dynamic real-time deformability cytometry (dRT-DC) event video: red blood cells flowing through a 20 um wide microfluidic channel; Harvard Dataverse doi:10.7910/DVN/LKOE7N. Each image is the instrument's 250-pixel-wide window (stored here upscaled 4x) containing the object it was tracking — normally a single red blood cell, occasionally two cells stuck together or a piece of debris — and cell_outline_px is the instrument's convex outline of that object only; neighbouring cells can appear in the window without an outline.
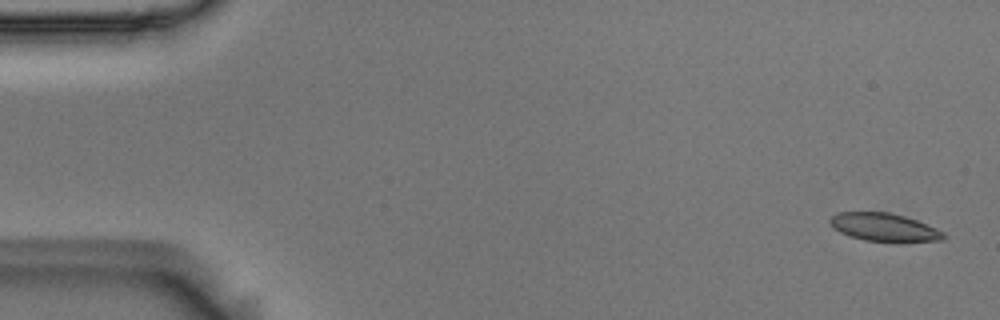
{"species": "Egyptian fruit bat (a non-hibernating species)", "species_latin": "Rousettus aegyptiacus", "temperature_condition": "room temperature", "stored_images_in_passage": 53, "camera_frame_rate_fps": 3000, "um_per_image_px": 0.085, "animal": {"sex": "male"}, "frame": {"image": 1, "passage_image": 1, "time_ms": 0.0, "image_size_px": [1000, 320], "cell_outline_px": [[944, 240], [864, 240], [848, 236], [832, 228], [828, 220], [836, 212], [888, 212], [904, 216], [916, 220], [936, 228], [944, 232]], "centroid_in_image_um": [75.06, 19.28], "position_along_channel_um": 9.9, "area_um2": 18.09}}
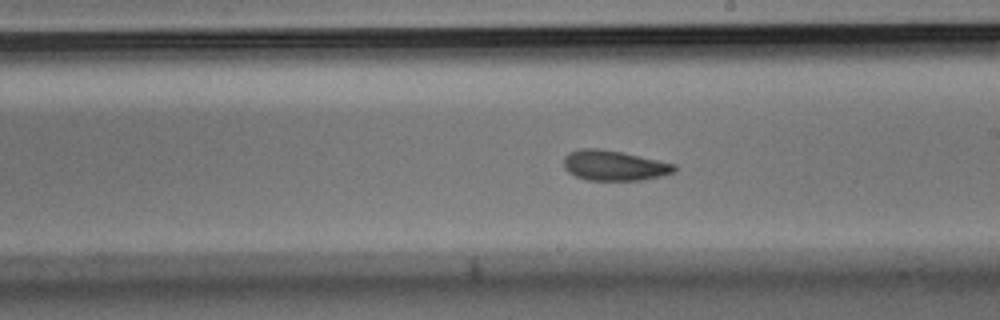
{"frame": {"image": 2, "passage_image": 30, "time_ms": 9.667, "image_size_px": [1000, 320], "cell_outline_px": [[676, 172], [644, 180], [588, 180], [576, 176], [568, 172], [564, 168], [564, 156], [568, 152], [580, 148], [596, 148], [620, 152], [676, 164]], "centroid_in_image_um": [52.18, 14.07], "position_along_channel_um": 236.8, "area_um2": 19.42}}
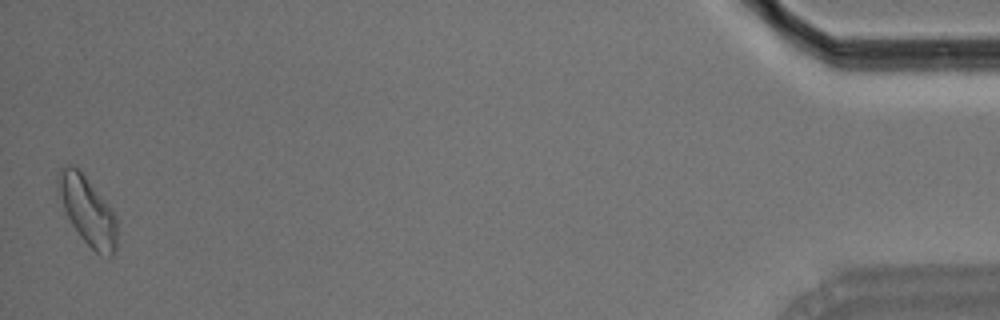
{"frame": {"image": 3, "passage_image": 53, "time_ms": 17.333, "image_size_px": [1000, 320], "cell_outline_px": [[116, 248], [112, 256], [100, 256], [80, 236], [72, 224], [64, 208], [56, 188], [56, 176], [60, 168], [64, 164], [72, 164], [80, 168], [84, 172], [112, 208], [116, 216]], "centroid_in_image_um": [7.42, 17.82], "position_along_channel_um": 427.8, "area_um2": 23.93}, "authors_computed_cell_mechanics": {"area_um2": 19.7098, "velocity_mm_per_s": 3.6878, "shape_relaxation_time_tau1_ms": null, "shape_relaxation_time_tau2_ms": 10.2312, "deformation_change_tau1": null, "deformation_change_tau2": 0.1532}}